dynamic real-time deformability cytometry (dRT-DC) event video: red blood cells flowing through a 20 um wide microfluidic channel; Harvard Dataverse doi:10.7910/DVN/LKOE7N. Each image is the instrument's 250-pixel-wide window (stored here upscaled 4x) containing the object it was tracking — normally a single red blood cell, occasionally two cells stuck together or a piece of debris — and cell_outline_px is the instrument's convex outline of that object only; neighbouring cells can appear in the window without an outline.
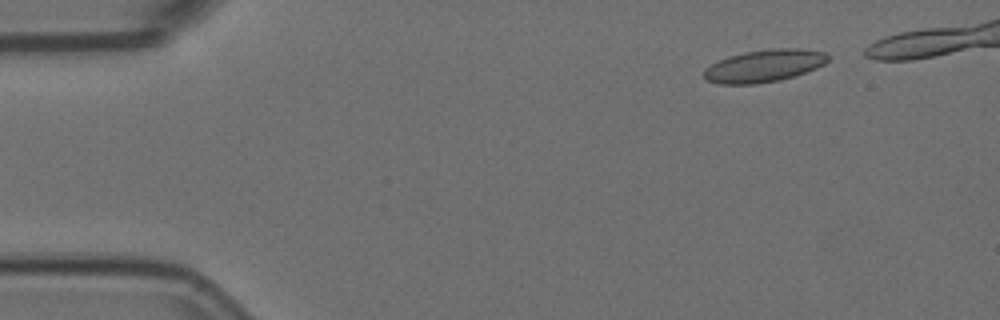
{"species": "Egyptian fruit bat (a non-hibernating species)", "species_latin": "Rousettus aegyptiacus", "temperature_condition": "room temperature", "stored_images_in_passage": 47, "camera_frame_rate_fps": 3000, "um_per_image_px": 0.085, "animal": {"sex": "female"}, "frame": {"image": 1, "passage_image": 4, "time_ms": 1.0, "image_size_px": [1000, 320], "cell_outline_px": [[828, 60], [824, 64], [816, 68], [796, 76], [780, 80], [756, 84], [720, 84], [708, 80], [704, 76], [704, 68], [728, 56], [744, 52], [772, 48], [800, 48], [824, 52], [828, 56]], "centroid_in_image_um": [64.97, 5.59], "position_along_channel_um": 20.0, "area_um2": 23.41}}
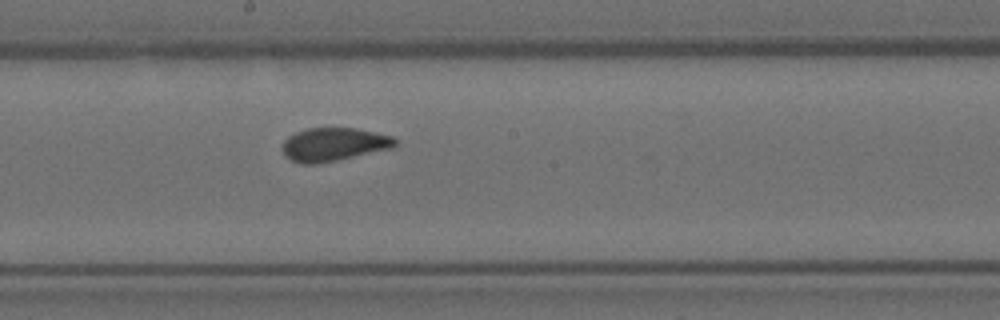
{"frame": {"image": 2, "passage_image": 28, "time_ms": 9.0, "image_size_px": [1000, 320], "cell_outline_px": [[400, 144], [392, 148], [336, 160], [316, 164], [300, 164], [284, 156], [284, 140], [288, 136], [296, 132], [308, 128], [356, 128], [376, 132], [392, 136]], "centroid_in_image_um": [28.39, 12.27], "position_along_channel_um": 219.8, "area_um2": 21.85}}
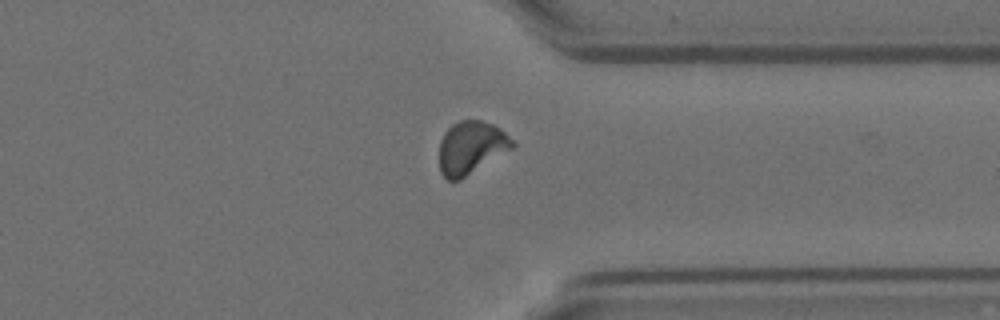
{"frame": {"image": 3, "passage_image": 41, "time_ms": 13.333, "image_size_px": [1000, 320], "cell_outline_px": [[516, 148], [460, 180], [448, 180], [440, 172], [440, 140], [444, 132], [452, 124], [460, 120], [480, 120], [492, 124], [500, 128], [516, 144]], "centroid_in_image_um": [40.07, 12.55], "position_along_channel_um": 371.3, "area_um2": 22.83}, "authors_computed_cell_mechanics": {"area_um2": 22.3686, "velocity_mm_per_s": 3.5573, "shape_relaxation_time_tau1_ms": 8.2131, "shape_relaxation_time_tau2_ms": 0.857, "deformation_change_tau1": 0.171, "deformation_change_tau2": 0.0608}}